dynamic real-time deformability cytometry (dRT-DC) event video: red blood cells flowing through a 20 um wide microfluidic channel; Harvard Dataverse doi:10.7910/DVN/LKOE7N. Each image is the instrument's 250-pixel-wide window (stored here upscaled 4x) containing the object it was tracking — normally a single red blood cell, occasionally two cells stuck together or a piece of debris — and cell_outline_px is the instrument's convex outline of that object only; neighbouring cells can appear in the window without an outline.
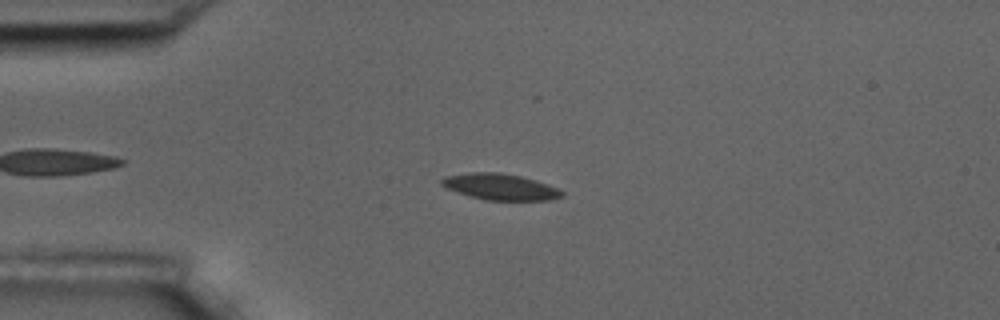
{"species": "common noctule bat (a hibernating species)", "species_latin": "Nyctalus noctula", "temperature_condition": "room temperature", "stored_images_in_passage": 4, "camera_frame_rate_fps": 3000, "um_per_image_px": 0.085, "animal": {"sex": "male", "body_mass_g": 17.5, "forearm_length_mm": 52.3}, "frame": {"image": 1, "passage_image": 3, "time_ms": 2.667, "image_size_px": [1000, 320], "cell_outline_px": [[564, 196], [548, 200], [484, 200], [448, 188], [440, 184], [440, 180], [444, 176], [468, 172], [500, 172], [520, 176], [536, 180], [560, 188], [564, 192]], "centroid_in_image_um": [42.56, 15.87], "position_along_channel_um": 42.4, "area_um2": 18.38}}